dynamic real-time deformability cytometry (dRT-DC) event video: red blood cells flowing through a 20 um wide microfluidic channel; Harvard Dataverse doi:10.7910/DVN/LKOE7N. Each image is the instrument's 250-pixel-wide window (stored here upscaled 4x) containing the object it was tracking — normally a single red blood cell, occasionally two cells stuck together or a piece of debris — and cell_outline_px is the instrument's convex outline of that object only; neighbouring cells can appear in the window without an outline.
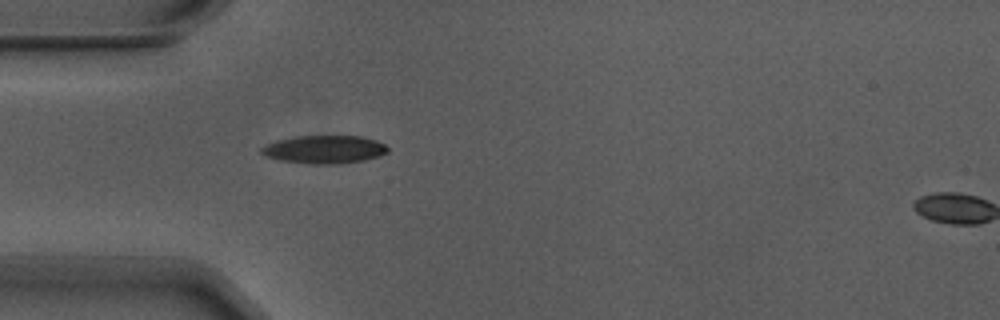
{"species": "Egyptian fruit bat (a non-hibernating species)", "species_latin": "Rousettus aegyptiacus", "temperature_condition": "warm", "stored_images_in_passage": 5, "segment_of_instrument_passage": [1, 2], "camera_frame_rate_fps": 3000, "um_per_image_px": 0.085, "animal": {"sex": "male"}, "frame": {"image": 1, "passage_image": 4, "time_ms": 1.0, "image_size_px": [1000, 320], "cell_outline_px": [[388, 152], [380, 156], [364, 160], [336, 164], [316, 164], [280, 160], [264, 156], [260, 152], [260, 148], [276, 140], [296, 136], [360, 136], [376, 140], [384, 144], [388, 148]], "centroid_in_image_um": [27.57, 12.7], "position_along_channel_um": 57.4, "area_um2": 20.63}}